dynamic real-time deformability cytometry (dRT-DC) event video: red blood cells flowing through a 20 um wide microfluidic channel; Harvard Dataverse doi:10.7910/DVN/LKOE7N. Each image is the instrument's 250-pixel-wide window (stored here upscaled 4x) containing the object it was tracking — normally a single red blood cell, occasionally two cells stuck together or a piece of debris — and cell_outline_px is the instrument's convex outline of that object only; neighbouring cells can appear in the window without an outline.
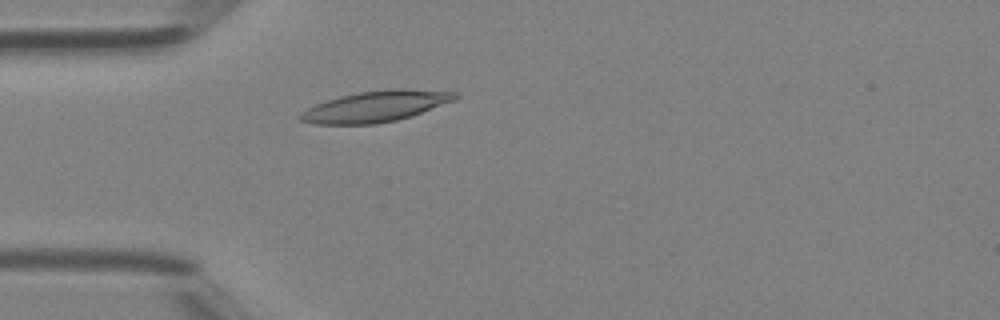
{"species": "Egyptian fruit bat (a non-hibernating species)", "species_latin": "Rousettus aegyptiacus", "temperature_condition": "room temperature", "stored_images_in_passage": 25, "camera_frame_rate_fps": 3000, "um_per_image_px": 0.085, "animal": {"sex": "female"}, "frame": {"image": 1, "passage_image": 8, "time_ms": 2.333, "image_size_px": [1000, 320], "cell_outline_px": [[460, 96], [456, 100], [412, 116], [396, 120], [376, 124], [316, 124], [300, 120], [300, 112], [316, 104], [340, 96], [360, 92], [392, 88], [400, 88], [460, 92]], "centroid_in_image_um": [32.01, 9.03], "position_along_channel_um": 53.0, "area_um2": 27.98}}
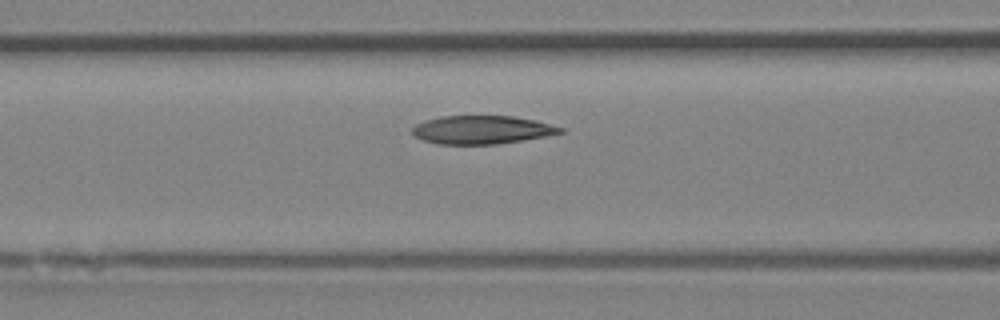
{"frame": {"image": 2, "passage_image": 13, "time_ms": 4.0, "image_size_px": [1000, 320], "cell_outline_px": [[564, 132], [524, 140], [496, 144], [436, 144], [424, 140], [416, 136], [412, 132], [412, 128], [416, 124], [424, 120], [440, 116], [512, 116], [536, 120], [564, 128]], "centroid_in_image_um": [40.95, 11.03], "position_along_channel_um": 125.6, "area_um2": 24.39}}
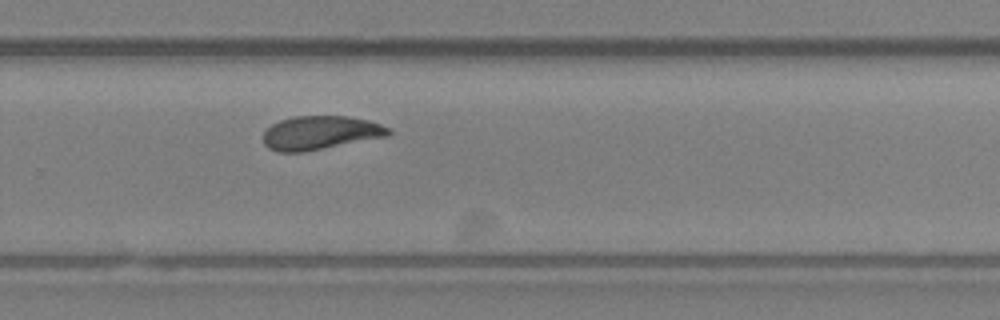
{"frame": {"image": 3, "passage_image": 24, "time_ms": 7.667, "image_size_px": [1000, 320], "cell_outline_px": [[392, 132], [388, 136], [304, 152], [276, 152], [268, 148], [264, 144], [264, 132], [272, 124], [280, 120], [292, 116], [348, 116], [368, 120], [392, 128]], "centroid_in_image_um": [27.24, 11.28], "position_along_channel_um": 302.6, "area_um2": 24.74}}